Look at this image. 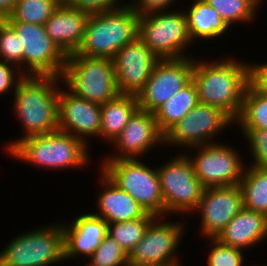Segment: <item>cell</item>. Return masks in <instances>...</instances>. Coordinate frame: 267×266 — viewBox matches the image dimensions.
<instances>
[{"label":"cell","mask_w":267,"mask_h":266,"mask_svg":"<svg viewBox=\"0 0 267 266\" xmlns=\"http://www.w3.org/2000/svg\"><path fill=\"white\" fill-rule=\"evenodd\" d=\"M112 143L118 151L104 160L134 159L156 145L164 146V136L158 130L154 113L138 108Z\"/></svg>","instance_id":"cell-18"},{"label":"cell","mask_w":267,"mask_h":266,"mask_svg":"<svg viewBox=\"0 0 267 266\" xmlns=\"http://www.w3.org/2000/svg\"><path fill=\"white\" fill-rule=\"evenodd\" d=\"M245 139L248 140L252 163L261 169H267V129L241 128Z\"/></svg>","instance_id":"cell-34"},{"label":"cell","mask_w":267,"mask_h":266,"mask_svg":"<svg viewBox=\"0 0 267 266\" xmlns=\"http://www.w3.org/2000/svg\"><path fill=\"white\" fill-rule=\"evenodd\" d=\"M20 38L24 50L23 71L25 76L62 77L67 56L47 35L44 25L8 23ZM25 64V65H24Z\"/></svg>","instance_id":"cell-10"},{"label":"cell","mask_w":267,"mask_h":266,"mask_svg":"<svg viewBox=\"0 0 267 266\" xmlns=\"http://www.w3.org/2000/svg\"><path fill=\"white\" fill-rule=\"evenodd\" d=\"M178 11L167 9L139 16L138 37L159 59L187 57L184 50L193 43L186 14Z\"/></svg>","instance_id":"cell-8"},{"label":"cell","mask_w":267,"mask_h":266,"mask_svg":"<svg viewBox=\"0 0 267 266\" xmlns=\"http://www.w3.org/2000/svg\"><path fill=\"white\" fill-rule=\"evenodd\" d=\"M250 83L261 93L267 95V62L250 63Z\"/></svg>","instance_id":"cell-38"},{"label":"cell","mask_w":267,"mask_h":266,"mask_svg":"<svg viewBox=\"0 0 267 266\" xmlns=\"http://www.w3.org/2000/svg\"><path fill=\"white\" fill-rule=\"evenodd\" d=\"M23 55L24 50L15 30L4 19H0V60L16 65L22 72Z\"/></svg>","instance_id":"cell-32"},{"label":"cell","mask_w":267,"mask_h":266,"mask_svg":"<svg viewBox=\"0 0 267 266\" xmlns=\"http://www.w3.org/2000/svg\"><path fill=\"white\" fill-rule=\"evenodd\" d=\"M195 157L187 155L195 175L204 188L239 185L245 164L236 149L221 143H209L190 148Z\"/></svg>","instance_id":"cell-11"},{"label":"cell","mask_w":267,"mask_h":266,"mask_svg":"<svg viewBox=\"0 0 267 266\" xmlns=\"http://www.w3.org/2000/svg\"><path fill=\"white\" fill-rule=\"evenodd\" d=\"M120 1V0H119ZM118 0H62L68 6H72L89 13L111 11L118 9L125 4H120Z\"/></svg>","instance_id":"cell-36"},{"label":"cell","mask_w":267,"mask_h":266,"mask_svg":"<svg viewBox=\"0 0 267 266\" xmlns=\"http://www.w3.org/2000/svg\"><path fill=\"white\" fill-rule=\"evenodd\" d=\"M243 208L239 185L204 188L194 212H201L200 231L208 238H217L227 224Z\"/></svg>","instance_id":"cell-16"},{"label":"cell","mask_w":267,"mask_h":266,"mask_svg":"<svg viewBox=\"0 0 267 266\" xmlns=\"http://www.w3.org/2000/svg\"><path fill=\"white\" fill-rule=\"evenodd\" d=\"M87 146L77 137L57 130L22 138L7 153L39 168L79 169L91 160Z\"/></svg>","instance_id":"cell-3"},{"label":"cell","mask_w":267,"mask_h":266,"mask_svg":"<svg viewBox=\"0 0 267 266\" xmlns=\"http://www.w3.org/2000/svg\"><path fill=\"white\" fill-rule=\"evenodd\" d=\"M100 185L103 191L99 192L97 216L107 223H119L144 218L148 212L131 195L119 188L103 171Z\"/></svg>","instance_id":"cell-21"},{"label":"cell","mask_w":267,"mask_h":266,"mask_svg":"<svg viewBox=\"0 0 267 266\" xmlns=\"http://www.w3.org/2000/svg\"><path fill=\"white\" fill-rule=\"evenodd\" d=\"M89 259V266H129L128 253L108 234Z\"/></svg>","instance_id":"cell-31"},{"label":"cell","mask_w":267,"mask_h":266,"mask_svg":"<svg viewBox=\"0 0 267 266\" xmlns=\"http://www.w3.org/2000/svg\"><path fill=\"white\" fill-rule=\"evenodd\" d=\"M159 58L136 37L112 58L120 94L137 96L145 87Z\"/></svg>","instance_id":"cell-15"},{"label":"cell","mask_w":267,"mask_h":266,"mask_svg":"<svg viewBox=\"0 0 267 266\" xmlns=\"http://www.w3.org/2000/svg\"><path fill=\"white\" fill-rule=\"evenodd\" d=\"M267 238V216L243 207L218 235L222 244L244 251ZM255 245V246H254Z\"/></svg>","instance_id":"cell-22"},{"label":"cell","mask_w":267,"mask_h":266,"mask_svg":"<svg viewBox=\"0 0 267 266\" xmlns=\"http://www.w3.org/2000/svg\"><path fill=\"white\" fill-rule=\"evenodd\" d=\"M138 108L137 96L126 94H119L116 98L100 105L101 129L99 138L112 144Z\"/></svg>","instance_id":"cell-23"},{"label":"cell","mask_w":267,"mask_h":266,"mask_svg":"<svg viewBox=\"0 0 267 266\" xmlns=\"http://www.w3.org/2000/svg\"><path fill=\"white\" fill-rule=\"evenodd\" d=\"M135 3H134V2ZM175 0H132V3H127L139 16L154 12H163L170 5L174 3Z\"/></svg>","instance_id":"cell-37"},{"label":"cell","mask_w":267,"mask_h":266,"mask_svg":"<svg viewBox=\"0 0 267 266\" xmlns=\"http://www.w3.org/2000/svg\"><path fill=\"white\" fill-rule=\"evenodd\" d=\"M18 70L20 69L16 65L0 60V95L15 91L16 86L25 76Z\"/></svg>","instance_id":"cell-35"},{"label":"cell","mask_w":267,"mask_h":266,"mask_svg":"<svg viewBox=\"0 0 267 266\" xmlns=\"http://www.w3.org/2000/svg\"><path fill=\"white\" fill-rule=\"evenodd\" d=\"M157 167L164 216L168 213L187 215L197 208L204 190L195 175L192 162L184 153Z\"/></svg>","instance_id":"cell-9"},{"label":"cell","mask_w":267,"mask_h":266,"mask_svg":"<svg viewBox=\"0 0 267 266\" xmlns=\"http://www.w3.org/2000/svg\"><path fill=\"white\" fill-rule=\"evenodd\" d=\"M165 266H182V265H180V263H175V264H169V265H165Z\"/></svg>","instance_id":"cell-40"},{"label":"cell","mask_w":267,"mask_h":266,"mask_svg":"<svg viewBox=\"0 0 267 266\" xmlns=\"http://www.w3.org/2000/svg\"><path fill=\"white\" fill-rule=\"evenodd\" d=\"M63 88L59 87L58 94V130L69 133L88 145L86 136H100V105Z\"/></svg>","instance_id":"cell-17"},{"label":"cell","mask_w":267,"mask_h":266,"mask_svg":"<svg viewBox=\"0 0 267 266\" xmlns=\"http://www.w3.org/2000/svg\"><path fill=\"white\" fill-rule=\"evenodd\" d=\"M62 78L24 76L14 91V113L25 130L24 136L9 142L8 152L20 139L58 130V94Z\"/></svg>","instance_id":"cell-2"},{"label":"cell","mask_w":267,"mask_h":266,"mask_svg":"<svg viewBox=\"0 0 267 266\" xmlns=\"http://www.w3.org/2000/svg\"><path fill=\"white\" fill-rule=\"evenodd\" d=\"M187 17L188 32L194 39H216L223 36L229 26L220 18L219 13L205 0H195L190 9L184 10Z\"/></svg>","instance_id":"cell-24"},{"label":"cell","mask_w":267,"mask_h":266,"mask_svg":"<svg viewBox=\"0 0 267 266\" xmlns=\"http://www.w3.org/2000/svg\"><path fill=\"white\" fill-rule=\"evenodd\" d=\"M211 62L194 59L192 80L198 102L220 108L235 121L250 84V63L227 57Z\"/></svg>","instance_id":"cell-1"},{"label":"cell","mask_w":267,"mask_h":266,"mask_svg":"<svg viewBox=\"0 0 267 266\" xmlns=\"http://www.w3.org/2000/svg\"><path fill=\"white\" fill-rule=\"evenodd\" d=\"M194 58L159 59L143 90L137 95L139 108L154 113L191 79Z\"/></svg>","instance_id":"cell-14"},{"label":"cell","mask_w":267,"mask_h":266,"mask_svg":"<svg viewBox=\"0 0 267 266\" xmlns=\"http://www.w3.org/2000/svg\"><path fill=\"white\" fill-rule=\"evenodd\" d=\"M155 217V215L148 213L141 219L108 223L107 234L113 237L129 255L135 245L143 238L146 228Z\"/></svg>","instance_id":"cell-29"},{"label":"cell","mask_w":267,"mask_h":266,"mask_svg":"<svg viewBox=\"0 0 267 266\" xmlns=\"http://www.w3.org/2000/svg\"><path fill=\"white\" fill-rule=\"evenodd\" d=\"M17 0H0V19L8 17L16 4Z\"/></svg>","instance_id":"cell-39"},{"label":"cell","mask_w":267,"mask_h":266,"mask_svg":"<svg viewBox=\"0 0 267 266\" xmlns=\"http://www.w3.org/2000/svg\"><path fill=\"white\" fill-rule=\"evenodd\" d=\"M61 226L64 231L65 260L76 256L89 258L108 233V223L93 212L77 216L72 223H61Z\"/></svg>","instance_id":"cell-20"},{"label":"cell","mask_w":267,"mask_h":266,"mask_svg":"<svg viewBox=\"0 0 267 266\" xmlns=\"http://www.w3.org/2000/svg\"><path fill=\"white\" fill-rule=\"evenodd\" d=\"M162 218L156 216L149 223L143 238L129 253V266H165L180 262L175 252L184 236V224L162 222Z\"/></svg>","instance_id":"cell-12"},{"label":"cell","mask_w":267,"mask_h":266,"mask_svg":"<svg viewBox=\"0 0 267 266\" xmlns=\"http://www.w3.org/2000/svg\"><path fill=\"white\" fill-rule=\"evenodd\" d=\"M248 167L239 184L243 193V207L267 216V169Z\"/></svg>","instance_id":"cell-26"},{"label":"cell","mask_w":267,"mask_h":266,"mask_svg":"<svg viewBox=\"0 0 267 266\" xmlns=\"http://www.w3.org/2000/svg\"><path fill=\"white\" fill-rule=\"evenodd\" d=\"M198 103L197 88L191 79L154 112L160 133L164 136Z\"/></svg>","instance_id":"cell-25"},{"label":"cell","mask_w":267,"mask_h":266,"mask_svg":"<svg viewBox=\"0 0 267 266\" xmlns=\"http://www.w3.org/2000/svg\"><path fill=\"white\" fill-rule=\"evenodd\" d=\"M100 170L148 213L164 217V202L156 168H150L139 158H134L105 160Z\"/></svg>","instance_id":"cell-7"},{"label":"cell","mask_w":267,"mask_h":266,"mask_svg":"<svg viewBox=\"0 0 267 266\" xmlns=\"http://www.w3.org/2000/svg\"><path fill=\"white\" fill-rule=\"evenodd\" d=\"M64 260L61 223L24 232L0 252V266H48Z\"/></svg>","instance_id":"cell-6"},{"label":"cell","mask_w":267,"mask_h":266,"mask_svg":"<svg viewBox=\"0 0 267 266\" xmlns=\"http://www.w3.org/2000/svg\"><path fill=\"white\" fill-rule=\"evenodd\" d=\"M234 120L220 108L198 103L183 119L165 135L164 144L193 148L215 143L211 139L222 132Z\"/></svg>","instance_id":"cell-13"},{"label":"cell","mask_w":267,"mask_h":266,"mask_svg":"<svg viewBox=\"0 0 267 266\" xmlns=\"http://www.w3.org/2000/svg\"><path fill=\"white\" fill-rule=\"evenodd\" d=\"M61 78L72 93L99 105L120 94L111 58L70 54Z\"/></svg>","instance_id":"cell-5"},{"label":"cell","mask_w":267,"mask_h":266,"mask_svg":"<svg viewBox=\"0 0 267 266\" xmlns=\"http://www.w3.org/2000/svg\"><path fill=\"white\" fill-rule=\"evenodd\" d=\"M230 26L236 22H250L255 19L261 0H205Z\"/></svg>","instance_id":"cell-30"},{"label":"cell","mask_w":267,"mask_h":266,"mask_svg":"<svg viewBox=\"0 0 267 266\" xmlns=\"http://www.w3.org/2000/svg\"><path fill=\"white\" fill-rule=\"evenodd\" d=\"M138 21L139 15L127 3L115 10L90 13L83 42L75 54L112 59L138 37Z\"/></svg>","instance_id":"cell-4"},{"label":"cell","mask_w":267,"mask_h":266,"mask_svg":"<svg viewBox=\"0 0 267 266\" xmlns=\"http://www.w3.org/2000/svg\"><path fill=\"white\" fill-rule=\"evenodd\" d=\"M62 0H17L7 23L45 25Z\"/></svg>","instance_id":"cell-28"},{"label":"cell","mask_w":267,"mask_h":266,"mask_svg":"<svg viewBox=\"0 0 267 266\" xmlns=\"http://www.w3.org/2000/svg\"><path fill=\"white\" fill-rule=\"evenodd\" d=\"M89 16V12L61 2L45 23L47 35L66 56L82 44Z\"/></svg>","instance_id":"cell-19"},{"label":"cell","mask_w":267,"mask_h":266,"mask_svg":"<svg viewBox=\"0 0 267 266\" xmlns=\"http://www.w3.org/2000/svg\"><path fill=\"white\" fill-rule=\"evenodd\" d=\"M212 249L208 255V266H243V251L222 244L216 238H209Z\"/></svg>","instance_id":"cell-33"},{"label":"cell","mask_w":267,"mask_h":266,"mask_svg":"<svg viewBox=\"0 0 267 266\" xmlns=\"http://www.w3.org/2000/svg\"><path fill=\"white\" fill-rule=\"evenodd\" d=\"M235 122L240 128L267 129V95L251 83L246 88L242 108Z\"/></svg>","instance_id":"cell-27"}]
</instances>
